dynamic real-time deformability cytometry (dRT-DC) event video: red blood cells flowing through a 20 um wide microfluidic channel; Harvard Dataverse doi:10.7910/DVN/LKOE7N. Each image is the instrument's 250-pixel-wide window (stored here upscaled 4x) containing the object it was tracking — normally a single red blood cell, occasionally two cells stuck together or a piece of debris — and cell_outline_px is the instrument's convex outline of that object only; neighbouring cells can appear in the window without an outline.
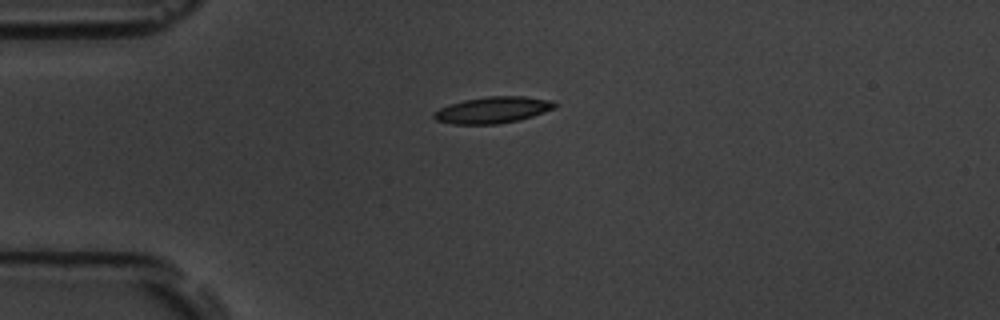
{"species": "common noctule bat (a hibernating species)", "species_latin": "Nyctalus noctula", "temperature_condition": "room temperature", "stored_images_in_passage": 2, "camera_frame_rate_fps": 3000, "um_per_image_px": 0.085, "animal": {"sex": "male", "body_mass_g": 19.5, "forearm_length_mm": 54.6}, "frame": {"image": 1, "passage_image": 1, "time_ms": 0.0, "image_size_px": [1000, 320], "cell_outline_px": [[556, 108], [532, 116], [516, 120], [496, 124], [452, 124], [436, 120], [432, 116], [432, 112], [448, 104], [464, 100], [488, 96], [524, 96], [552, 100], [556, 104]], "centroid_in_image_um": [41.86, 9.34], "position_along_channel_um": 43.1, "area_um2": 18.61}}